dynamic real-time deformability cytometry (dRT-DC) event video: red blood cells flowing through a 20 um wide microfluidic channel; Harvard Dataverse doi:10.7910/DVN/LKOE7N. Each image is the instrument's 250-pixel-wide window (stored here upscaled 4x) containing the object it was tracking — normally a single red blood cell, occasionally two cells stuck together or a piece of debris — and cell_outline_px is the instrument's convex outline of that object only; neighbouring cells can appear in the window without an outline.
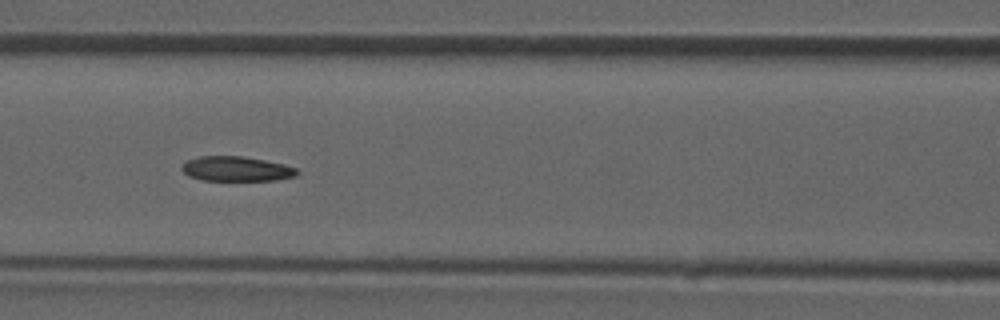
{"species": "common noctule bat (a hibernating species)", "species_latin": "Nyctalus noctula", "temperature_condition": "room temperature", "stored_images_in_passage": 48, "camera_frame_rate_fps": 3000, "um_per_image_px": 0.085, "animal": {"sex": "male", "forearm_length_mm": 52.5}, "frame": {"image": 1, "passage_image": 21, "time_ms": 6.667, "image_size_px": [1000, 320], "cell_outline_px": [[300, 172], [296, 176], [276, 180], [204, 180], [188, 176], [180, 168], [180, 164], [188, 160], [200, 156], [240, 156], [264, 160], [284, 164], [296, 168]], "centroid_in_image_um": [20.08, 14.35], "position_along_channel_um": 146.5, "area_um2": 16.65}}